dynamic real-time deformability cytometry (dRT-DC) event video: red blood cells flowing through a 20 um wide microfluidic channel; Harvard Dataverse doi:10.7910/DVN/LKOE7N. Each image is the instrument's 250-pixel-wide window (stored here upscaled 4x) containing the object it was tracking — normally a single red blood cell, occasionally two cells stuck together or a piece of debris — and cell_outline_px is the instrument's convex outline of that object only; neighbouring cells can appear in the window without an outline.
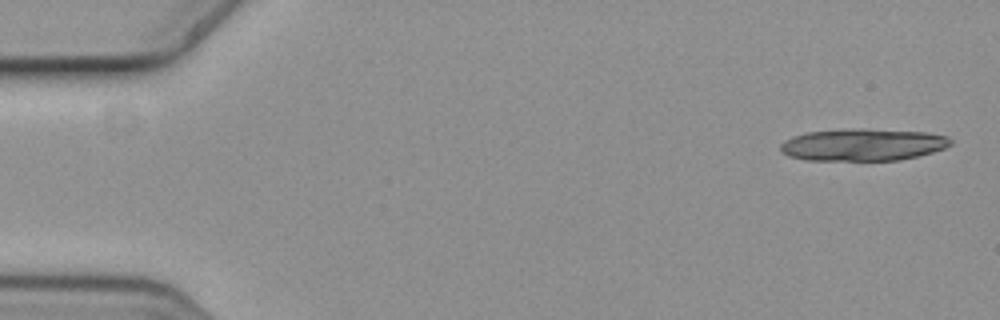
{"species": "common noctule bat (a hibernating species)", "species_latin": "Nyctalus noctula", "temperature_condition": "cold", "stored_images_in_passage": 6, "camera_frame_rate_fps": 3000, "um_per_image_px": 0.085, "animal": {"sex": "female", "body_mass_g": 19.3, "forearm_length_mm": 54.1}, "frame": {"image": 1, "passage_image": 1, "time_ms": 0.0, "image_size_px": [1000, 320], "cell_outline_px": [[952, 144], [944, 148], [932, 152], [900, 160], [804, 160], [788, 156], [780, 152], [780, 144], [784, 140], [792, 136], [808, 132], [852, 128], [864, 128], [928, 132], [948, 136], [952, 140]], "centroid_in_image_um": [73.33, 12.29], "position_along_channel_um": 11.7, "area_um2": 32.19}}